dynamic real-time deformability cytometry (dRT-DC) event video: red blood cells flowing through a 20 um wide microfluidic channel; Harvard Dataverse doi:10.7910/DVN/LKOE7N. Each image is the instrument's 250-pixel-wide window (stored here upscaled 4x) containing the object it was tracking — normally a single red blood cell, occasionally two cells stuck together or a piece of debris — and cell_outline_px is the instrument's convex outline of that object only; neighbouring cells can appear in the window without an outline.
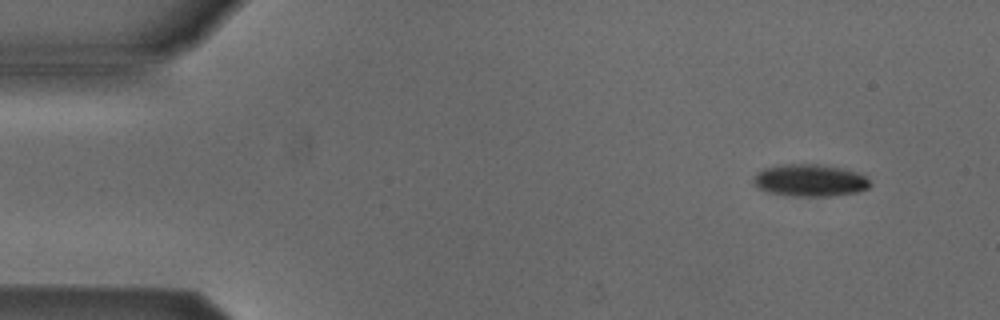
{"species": "Egyptian fruit bat (a non-hibernating species)", "species_latin": "Rousettus aegyptiacus", "temperature_condition": "cold", "stored_images_in_passage": 52, "camera_frame_rate_fps": 3000, "um_per_image_px": 0.085, "animal": {"sex": "male"}, "frame": {"image": 1, "passage_image": 4, "time_ms": 1.0, "image_size_px": [1000, 320], "cell_outline_px": [[872, 184], [868, 188], [856, 192], [828, 196], [792, 196], [768, 192], [756, 188], [752, 184], [752, 176], [756, 172], [764, 168], [784, 164], [820, 164], [840, 168], [856, 172], [864, 176]], "centroid_in_image_um": [68.76, 15.33], "position_along_channel_um": 16.2, "area_um2": 21.96}}
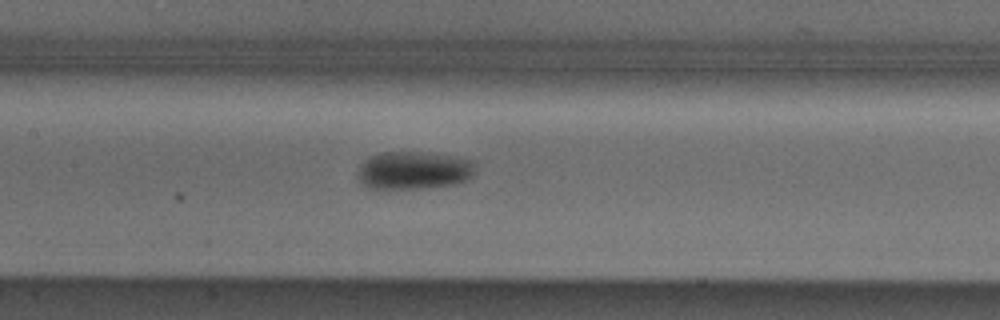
{"frame": {"image": 2, "passage_image": 24, "time_ms": 7.667, "image_size_px": [1000, 320], "cell_outline_px": [[476, 172], [468, 180], [452, 184], [388, 192], [380, 192], [368, 188], [360, 184], [356, 180], [356, 176], [360, 164], [364, 160], [380, 152], [416, 152], [444, 156], [468, 160], [472, 164]], "centroid_in_image_um": [35.0, 14.55], "position_along_channel_um": 172.4, "area_um2": 26.47}}
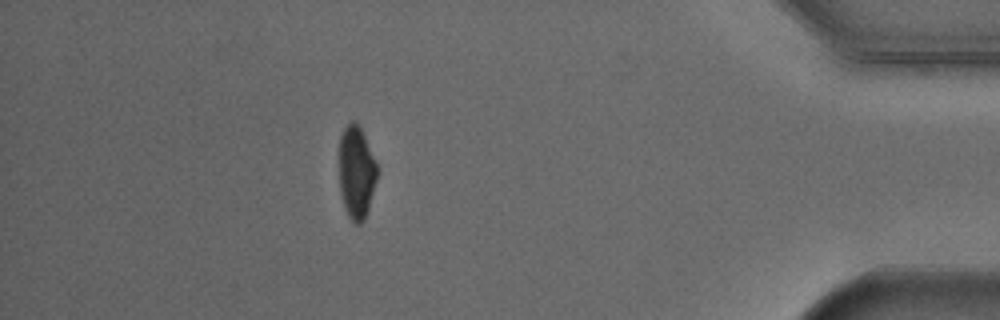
{"frame": {"image": 3, "passage_image": 46, "time_ms": 15.0, "image_size_px": [1000, 320], "cell_outline_px": [[376, 180], [368, 208], [364, 220], [360, 224], [356, 224], [348, 216], [340, 192], [340, 136], [344, 128], [352, 120], [356, 120], [364, 136], [376, 164]], "centroid_in_image_um": [30.28, 14.64], "position_along_channel_um": 404.9, "area_um2": 19.94}, "authors_computed_cell_mechanics": {"area_um2": 22.542, "velocity_mm_per_s": 3.8728, "shape_relaxation_time_tau1_ms": 4.7966, "shape_relaxation_time_tau2_ms": null, "deformation_change_tau1": 0.1194, "deformation_change_tau2": null}}